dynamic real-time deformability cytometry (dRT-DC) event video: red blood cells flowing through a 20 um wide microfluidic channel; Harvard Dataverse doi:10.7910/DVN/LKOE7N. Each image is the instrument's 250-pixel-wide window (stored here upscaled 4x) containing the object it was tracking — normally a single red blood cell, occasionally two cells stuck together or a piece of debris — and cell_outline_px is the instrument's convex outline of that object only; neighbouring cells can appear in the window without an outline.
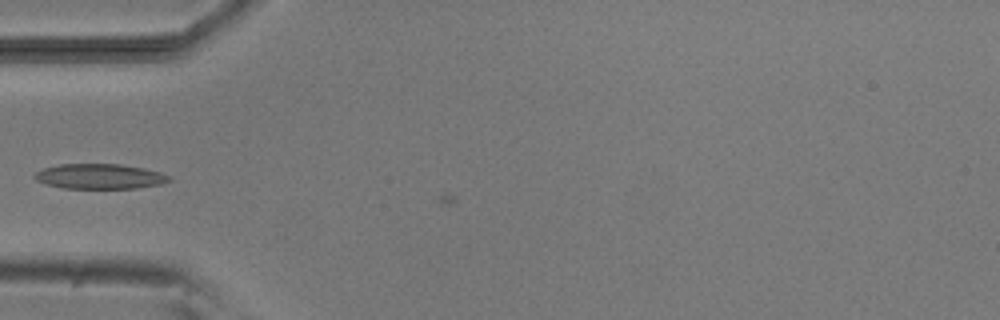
{"species": "common noctule bat (a hibernating species)", "species_latin": "Nyctalus noctula", "temperature_condition": "room temperature", "stored_images_in_passage": 7, "camera_frame_rate_fps": 3000, "um_per_image_px": 0.085, "animal": {"sex": "male", "body_mass_g": 20.5, "forearm_length_mm": 52.5}, "frame": {"image": 1, "passage_image": 6, "time_ms": 1.667, "image_size_px": [1000, 320], "cell_outline_px": [[172, 180], [160, 184], [136, 188], [64, 188], [48, 184], [36, 180], [32, 176], [36, 172], [44, 168], [60, 164], [120, 164], [144, 168], [160, 172], [172, 176]], "centroid_in_image_um": [8.51, 14.99], "position_along_channel_um": 76.5, "area_um2": 19.59}}